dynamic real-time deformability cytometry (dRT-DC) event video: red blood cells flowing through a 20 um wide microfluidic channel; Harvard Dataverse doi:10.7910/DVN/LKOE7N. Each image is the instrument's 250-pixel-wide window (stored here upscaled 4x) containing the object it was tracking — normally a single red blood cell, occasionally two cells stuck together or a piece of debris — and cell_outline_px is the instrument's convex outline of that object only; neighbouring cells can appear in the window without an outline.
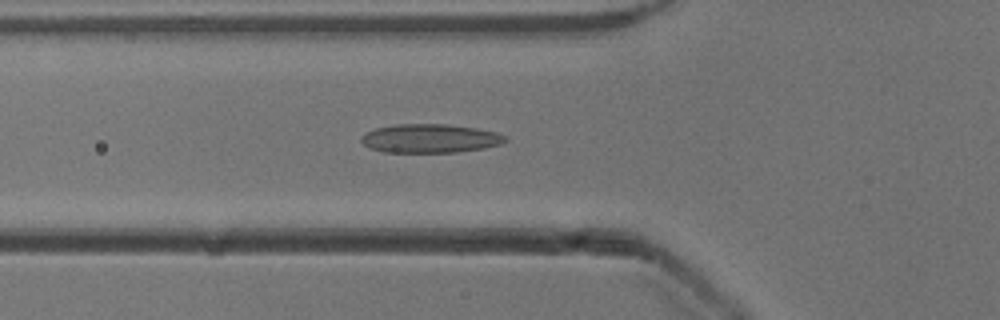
{"species": "common noctule bat (a hibernating species)", "species_latin": "Nyctalus noctula", "temperature_condition": "cold", "stored_images_in_passage": 45, "camera_frame_rate_fps": 3000, "um_per_image_px": 0.085, "animal": {"sex": "male", "body_mass_g": 13.3}, "frame": {"image": 1, "passage_image": 11, "time_ms": 3.333, "image_size_px": [1000, 320], "cell_outline_px": [[508, 140], [500, 144], [484, 148], [456, 152], [384, 152], [372, 148], [364, 144], [360, 140], [360, 136], [364, 132], [376, 128], [396, 124], [448, 124], [476, 128], [496, 132], [504, 136]], "centroid_in_image_um": [36.53, 11.76], "position_along_channel_um": 89.3, "area_um2": 24.1}}
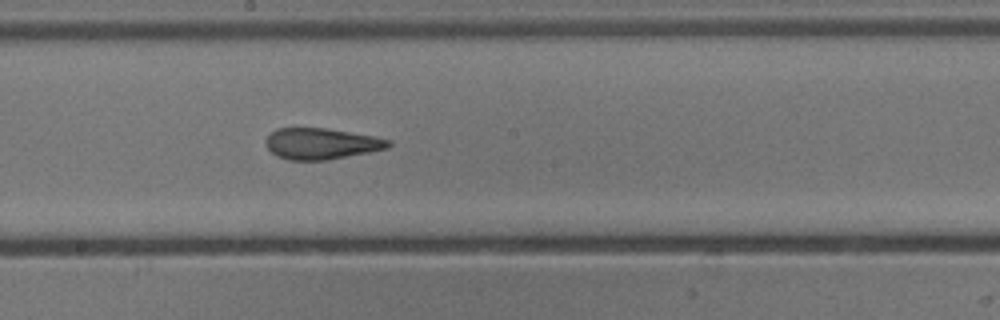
{"frame": {"image": 2, "passage_image": 21, "time_ms": 6.667, "image_size_px": [1000, 320], "cell_outline_px": [[392, 144], [388, 148], [328, 160], [288, 160], [276, 156], [268, 148], [268, 136], [276, 128], [324, 128], [372, 136], [392, 140]], "centroid_in_image_um": [27.33, 12.22], "position_along_channel_um": 220.9, "area_um2": 21.96}}
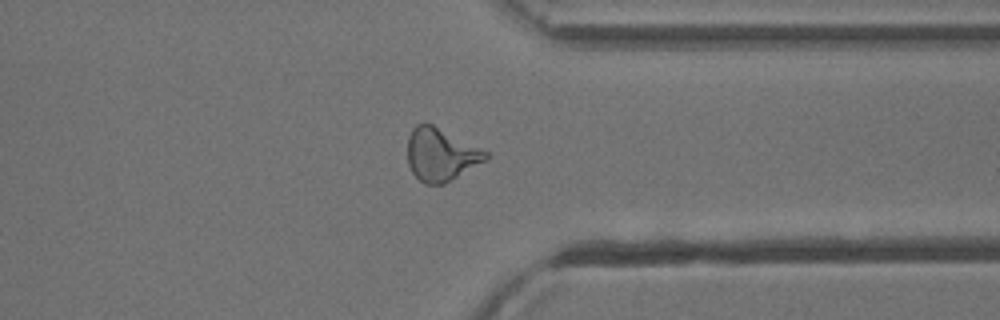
{"frame": {"image": 3, "passage_image": 33, "time_ms": 10.667, "image_size_px": [1000, 320], "cell_outline_px": [[488, 156], [484, 160], [444, 184], [424, 184], [412, 172], [408, 164], [408, 136], [412, 128], [416, 124], [424, 120], [488, 152]], "centroid_in_image_um": [37.41, 13.11], "position_along_channel_um": 374.0, "area_um2": 23.76}, "authors_computed_cell_mechanics": {"area_um2": 23.3512, "velocity_mm_per_s": 3.9155, "shape_relaxation_time_tau1_ms": null, "shape_relaxation_time_tau2_ms": 1.8639, "deformation_change_tau1": null, "deformation_change_tau2": 0.1168}}